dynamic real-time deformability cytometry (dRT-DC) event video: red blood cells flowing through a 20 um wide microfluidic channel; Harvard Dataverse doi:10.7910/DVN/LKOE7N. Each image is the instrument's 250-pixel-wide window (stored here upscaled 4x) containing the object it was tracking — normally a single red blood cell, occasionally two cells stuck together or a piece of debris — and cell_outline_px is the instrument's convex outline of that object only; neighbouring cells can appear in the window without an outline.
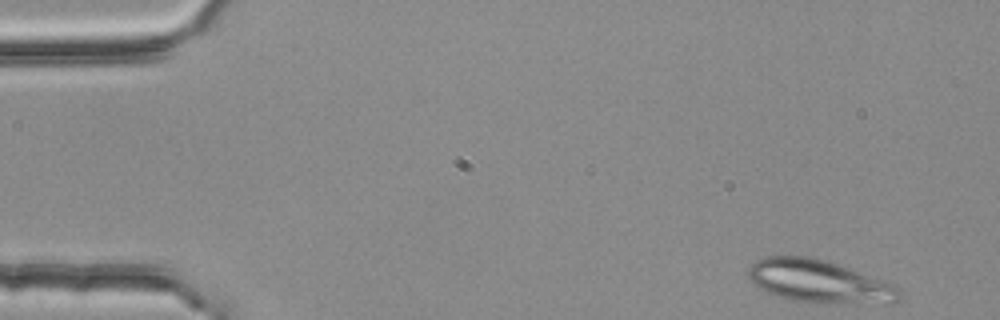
{"species": "common noctule bat (a hibernating species)", "species_latin": "Nyctalus noctula", "temperature_condition": "room temperature", "stored_images_in_passage": 48, "segment_of_instrument_passage": [1, 2], "camera_frame_rate_fps": 3000, "um_per_image_px": 0.085, "animal": {"sex": "female", "body_mass_g": 25.1}, "frame": {"image": 1, "passage_image": 1, "time_ms": 0.0, "image_size_px": [1000, 320], "cell_outline_px": [[904, 292], [900, 300], [892, 304], [856, 304], [796, 300], [780, 296], [768, 292], [760, 288], [748, 276], [748, 268], [756, 260], [768, 256], [808, 256], [824, 260], [876, 276], [888, 280], [896, 284]], "centroid_in_image_um": [69.79, 23.92], "position_along_channel_um": 15.2, "area_um2": 37.97}}